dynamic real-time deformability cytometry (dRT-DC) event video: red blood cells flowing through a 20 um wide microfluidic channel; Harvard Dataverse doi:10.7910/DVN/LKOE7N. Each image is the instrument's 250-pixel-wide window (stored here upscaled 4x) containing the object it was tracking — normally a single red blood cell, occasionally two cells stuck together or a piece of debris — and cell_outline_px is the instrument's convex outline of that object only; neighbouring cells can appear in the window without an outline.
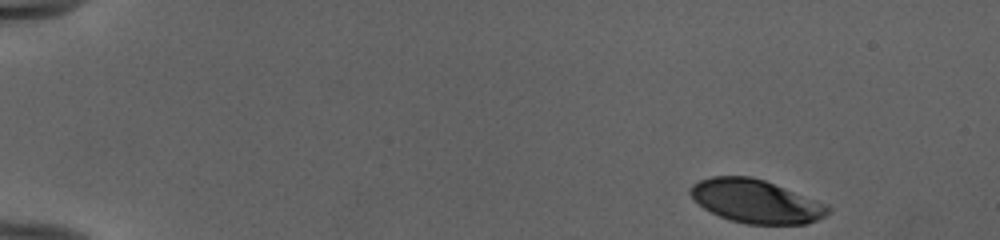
{"species": "human", "species_latin": "Homo sapiens", "temperature_condition": "cold", "stored_images_in_passage": 47, "camera_frame_rate_fps": 3000, "um_per_image_px": 0.085, "donor": {"sex": "female"}, "frame": {"image": 1, "passage_image": 1, "time_ms": 0.0, "image_size_px": [1000, 240], "cell_outline_px": [[832, 208], [824, 216], [808, 224], [748, 224], [732, 220], [720, 216], [704, 208], [688, 192], [688, 188], [692, 184], [700, 180], [712, 176], [752, 176], [764, 180], [828, 204]], "centroid_in_image_um": [64.26, 17.1], "position_along_channel_um": 20.7, "area_um2": 34.62}}
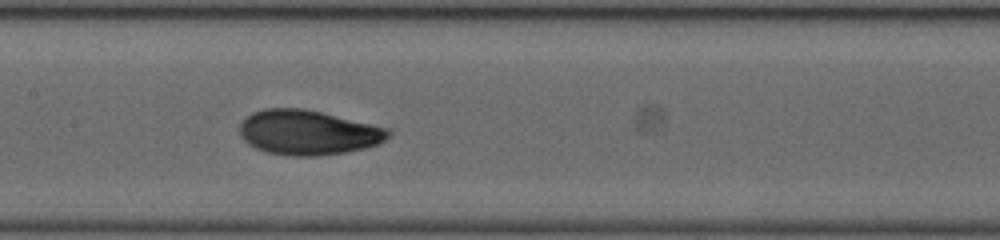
{"frame": {"image": 2, "passage_image": 23, "time_ms": 7.333, "image_size_px": [1000, 240], "cell_outline_px": [[392, 132], [380, 144], [364, 148], [344, 152], [316, 156], [292, 156], [268, 152], [256, 148], [248, 144], [240, 136], [240, 124], [252, 112], [264, 108], [304, 108], [388, 128]], "centroid_in_image_um": [26.17, 11.26], "position_along_channel_um": 181.2, "area_um2": 38.61}}
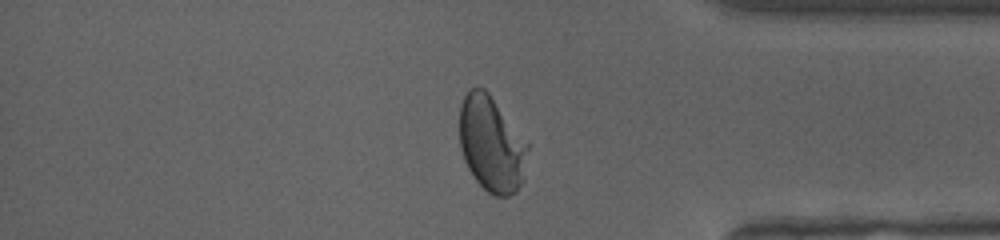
{"frame": {"image": 3, "passage_image": 40, "time_ms": 13.0, "image_size_px": [1000, 240], "cell_outline_px": [[528, 148], [524, 180], [516, 192], [508, 196], [496, 196], [488, 192], [472, 176], [464, 160], [460, 148], [460, 104], [464, 96], [472, 88], [484, 88], [488, 92], [528, 144]], "centroid_in_image_um": [41.77, 12.28], "position_along_channel_um": 393.4, "area_um2": 37.8}, "authors_computed_cell_mechanics": {"area_um2": 37.7434, "velocity_mm_per_s": 3.9764, "shape_relaxation_time_tau1_ms": 3.3724, "shape_relaxation_time_tau2_ms": 0.8496, "deformation_change_tau1": 0.1775, "deformation_change_tau2": 0.0488}}